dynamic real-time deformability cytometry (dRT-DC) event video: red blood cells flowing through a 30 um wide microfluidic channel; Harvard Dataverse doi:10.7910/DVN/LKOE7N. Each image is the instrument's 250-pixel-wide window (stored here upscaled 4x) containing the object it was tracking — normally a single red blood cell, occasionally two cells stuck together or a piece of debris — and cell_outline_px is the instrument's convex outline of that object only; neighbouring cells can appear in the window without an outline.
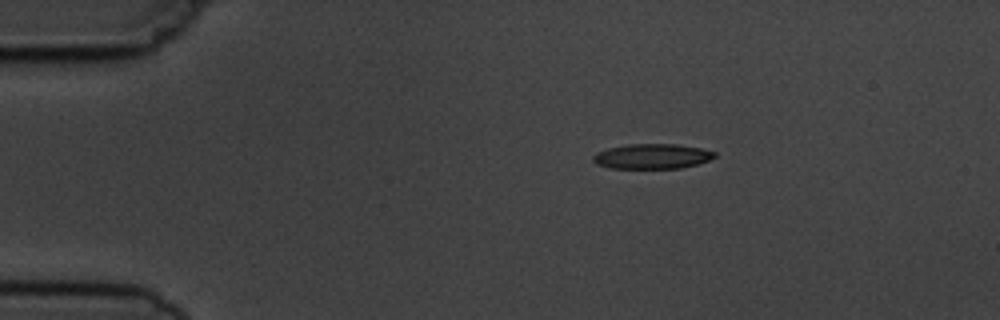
{"species": "common noctule bat (a hibernating species)", "species_latin": "Nyctalus noctula", "temperature_condition": "cold", "stored_images_in_passage": 6, "camera_frame_rate_fps": 3000, "um_per_image_px": 0.085, "animal": {"sex": "male", "body_mass_g": 19.5, "forearm_length_mm": 54.6}, "frame": {"image": 1, "passage_image": 1, "time_ms": 0.0, "image_size_px": [1000, 320], "cell_outline_px": [[716, 156], [708, 160], [696, 164], [680, 168], [612, 168], [596, 164], [592, 160], [592, 156], [596, 152], [608, 148], [628, 144], [676, 144], [700, 148], [716, 152]], "centroid_in_image_um": [55.4, 13.28], "position_along_channel_um": 29.6, "area_um2": 17.63}}
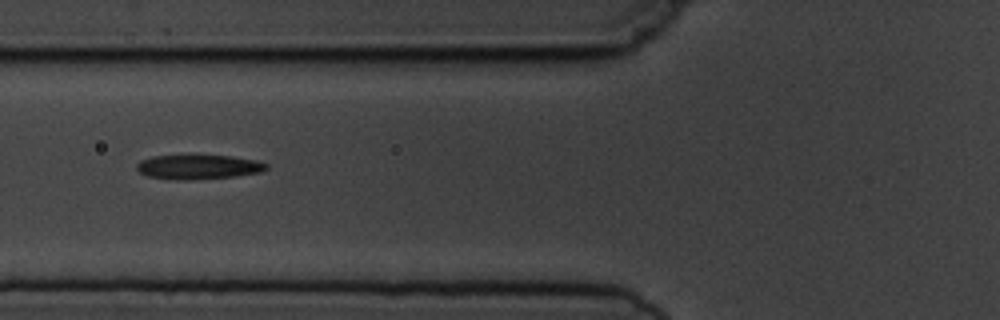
{"frame": {"image": 2, "passage_image": 4, "time_ms": 3.667, "image_size_px": [1000, 320], "cell_outline_px": [[268, 168], [260, 172], [236, 176], [188, 180], [176, 180], [148, 176], [140, 172], [136, 168], [136, 164], [140, 160], [152, 156], [188, 152], [192, 152], [232, 156], [256, 160], [268, 164]], "centroid_in_image_um": [16.82, 14.13], "position_along_channel_um": 109.0, "area_um2": 19.54}}
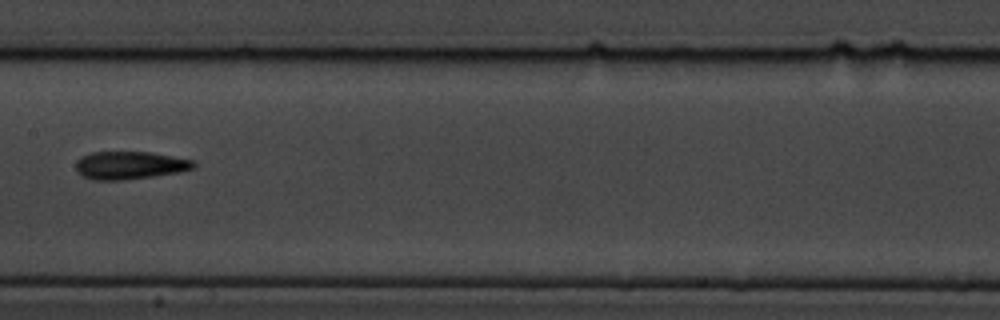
{"frame": {"image": 3, "passage_image": 6, "time_ms": 6.0, "image_size_px": [1000, 320], "cell_outline_px": [[196, 164], [192, 168], [180, 172], [124, 180], [92, 180], [84, 176], [76, 168], [76, 160], [92, 152], [152, 152], [196, 160]], "centroid_in_image_um": [11.08, 14.04], "position_along_channel_um": 196.3, "area_um2": 19.07}}